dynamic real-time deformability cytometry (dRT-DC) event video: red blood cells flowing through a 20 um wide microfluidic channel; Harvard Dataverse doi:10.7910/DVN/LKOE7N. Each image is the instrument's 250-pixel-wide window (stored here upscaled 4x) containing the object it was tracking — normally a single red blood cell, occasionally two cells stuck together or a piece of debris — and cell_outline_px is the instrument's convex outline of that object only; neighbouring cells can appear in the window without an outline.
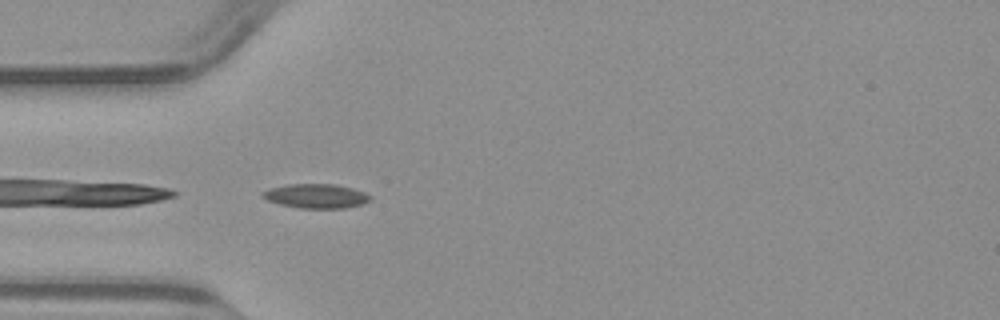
{"species": "common noctule bat (a hibernating species)", "species_latin": "Nyctalus noctula", "temperature_condition": "warm", "stored_images_in_passage": 36, "camera_frame_rate_fps": 3000, "um_per_image_px": 0.085, "animal": {"sex": "male", "body_mass_g": 23.1, "forearm_length_mm": 52.7}, "frame": {"image": 1, "passage_image": 1, "time_ms": 0.0, "image_size_px": [1000, 320], "cell_outline_px": [[372, 200], [364, 204], [344, 208], [300, 208], [280, 204], [268, 200], [260, 196], [260, 192], [272, 188], [288, 184], [336, 184], [352, 188], [364, 192], [372, 196]], "centroid_in_image_um": [26.9, 16.66], "position_along_channel_um": 58.1, "area_um2": 15.32}}
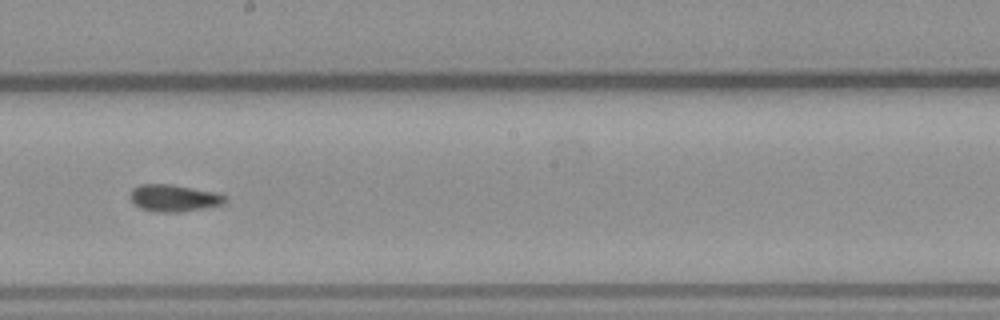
{"frame": {"image": 2, "passage_image": 14, "time_ms": 4.333, "image_size_px": [1000, 320], "cell_outline_px": [[228, 200], [224, 204], [180, 212], [156, 212], [140, 208], [128, 196], [132, 188], [140, 184], [172, 184], [216, 192], [228, 196]], "centroid_in_image_um": [14.8, 16.82], "position_along_channel_um": 233.4, "area_um2": 15.09}}
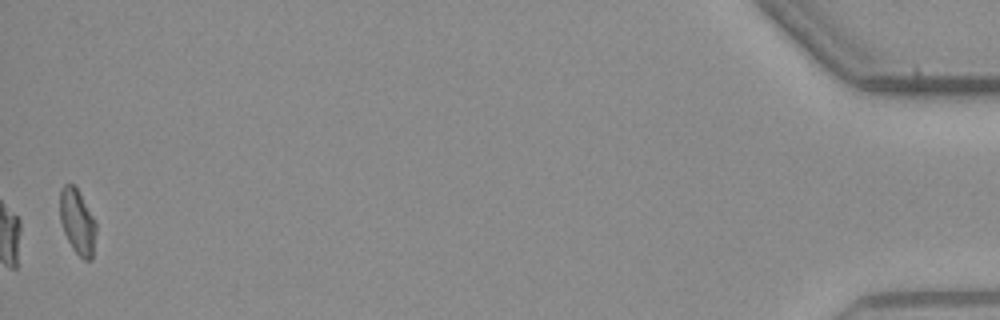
{"frame": {"image": 3, "passage_image": 36, "time_ms": 11.667, "image_size_px": [1000, 320], "cell_outline_px": [[96, 232], [92, 260], [84, 260], [72, 248], [64, 232], [60, 220], [60, 188], [64, 184], [72, 184], [80, 192], [96, 220]], "centroid_in_image_um": [6.59, 18.83], "position_along_channel_um": 428.6, "area_um2": 13.87}}